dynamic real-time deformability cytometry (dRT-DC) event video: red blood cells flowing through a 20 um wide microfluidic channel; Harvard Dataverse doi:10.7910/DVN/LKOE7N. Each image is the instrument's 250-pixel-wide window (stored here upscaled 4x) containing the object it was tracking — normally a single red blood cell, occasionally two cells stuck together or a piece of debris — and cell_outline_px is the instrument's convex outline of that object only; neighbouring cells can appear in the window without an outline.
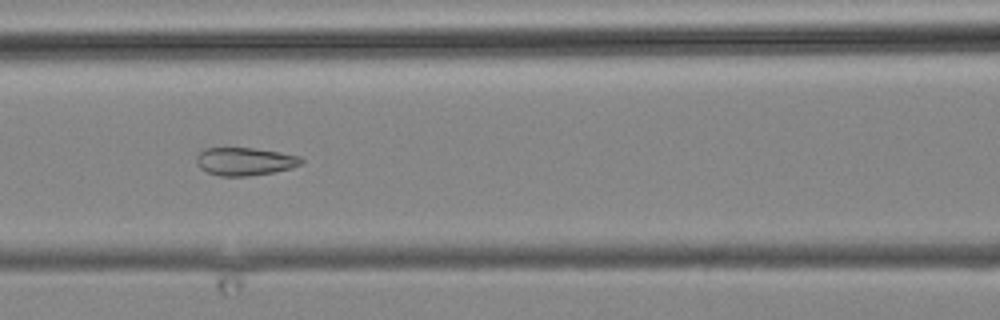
{"species": "common noctule bat (a hibernating species)", "species_latin": "Nyctalus noctula", "temperature_condition": "cold", "stored_images_in_passage": 13, "camera_frame_rate_fps": 3000, "um_per_image_px": 0.085, "animal": {"sex": "male", "body_mass_g": 19.2, "forearm_length_mm": 51.8}, "frame": {"image": 1, "passage_image": 13, "time_ms": 13.667, "image_size_px": [1000, 320], "cell_outline_px": [[304, 160], [300, 164], [292, 168], [272, 172], [248, 176], [220, 176], [208, 172], [200, 168], [196, 164], [196, 156], [204, 148], [252, 148], [280, 152], [300, 156]], "centroid_in_image_um": [20.8, 13.72], "position_along_channel_um": 145.8, "area_um2": 17.05}}